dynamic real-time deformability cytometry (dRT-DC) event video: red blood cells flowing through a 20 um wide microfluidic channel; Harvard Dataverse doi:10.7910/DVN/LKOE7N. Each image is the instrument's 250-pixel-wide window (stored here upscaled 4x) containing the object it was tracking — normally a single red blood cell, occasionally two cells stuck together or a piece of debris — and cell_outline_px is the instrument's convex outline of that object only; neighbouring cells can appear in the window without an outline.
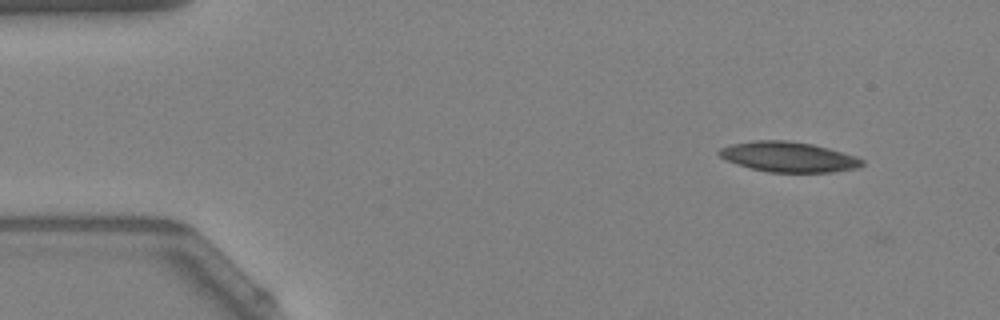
{"species": "Egyptian fruit bat (a non-hibernating species)", "species_latin": "Rousettus aegyptiacus", "temperature_condition": "warm", "stored_images_in_passage": 4, "camera_frame_rate_fps": 3000, "um_per_image_px": 0.085, "animal": {"sex": "female"}, "frame": {"image": 1, "passage_image": 1, "time_ms": 0.0, "image_size_px": [1000, 320], "cell_outline_px": [[864, 164], [856, 168], [832, 172], [768, 172], [752, 168], [728, 160], [720, 156], [716, 152], [720, 148], [732, 144], [752, 140], [788, 140], [812, 144], [828, 148], [856, 156], [864, 160]], "centroid_in_image_um": [67.04, 13.33], "position_along_channel_um": 18.0, "area_um2": 24.97}}